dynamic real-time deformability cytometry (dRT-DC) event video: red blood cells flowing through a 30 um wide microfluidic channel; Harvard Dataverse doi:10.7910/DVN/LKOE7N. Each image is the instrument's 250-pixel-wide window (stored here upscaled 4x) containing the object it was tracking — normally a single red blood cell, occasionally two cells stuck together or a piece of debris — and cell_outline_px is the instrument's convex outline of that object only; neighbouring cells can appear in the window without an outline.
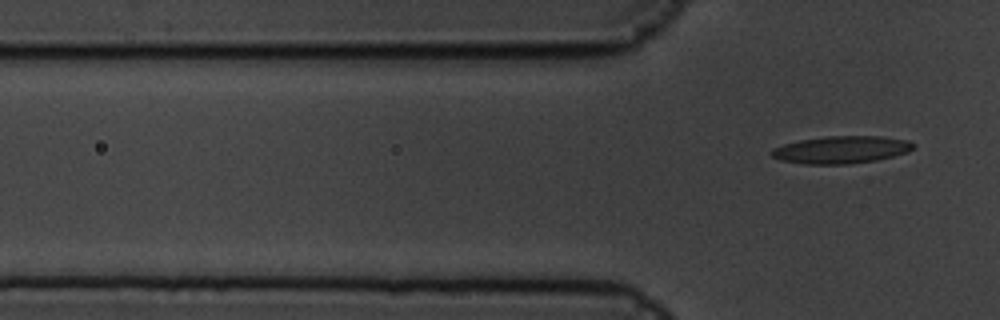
{"species": "common noctule bat (a hibernating species)", "species_latin": "Nyctalus noctula", "temperature_condition": "cold", "stored_images_in_passage": 8, "segment_of_instrument_passage": [2, 2], "camera_frame_rate_fps": 3000, "um_per_image_px": 0.085, "animal": {"sex": "male", "body_mass_g": 19.5, "forearm_length_mm": 54.6}, "frame": {"image": 1, "passage_image": 8, "time_ms": 2.333, "image_size_px": [1000, 320], "cell_outline_px": [[916, 144], [908, 152], [876, 160], [848, 164], [804, 164], [780, 160], [772, 156], [768, 152], [772, 148], [784, 144], [800, 140], [824, 136], [880, 136], [908, 140]], "centroid_in_image_um": [71.48, 12.72], "position_along_channel_um": 54.3, "area_um2": 22.72}}